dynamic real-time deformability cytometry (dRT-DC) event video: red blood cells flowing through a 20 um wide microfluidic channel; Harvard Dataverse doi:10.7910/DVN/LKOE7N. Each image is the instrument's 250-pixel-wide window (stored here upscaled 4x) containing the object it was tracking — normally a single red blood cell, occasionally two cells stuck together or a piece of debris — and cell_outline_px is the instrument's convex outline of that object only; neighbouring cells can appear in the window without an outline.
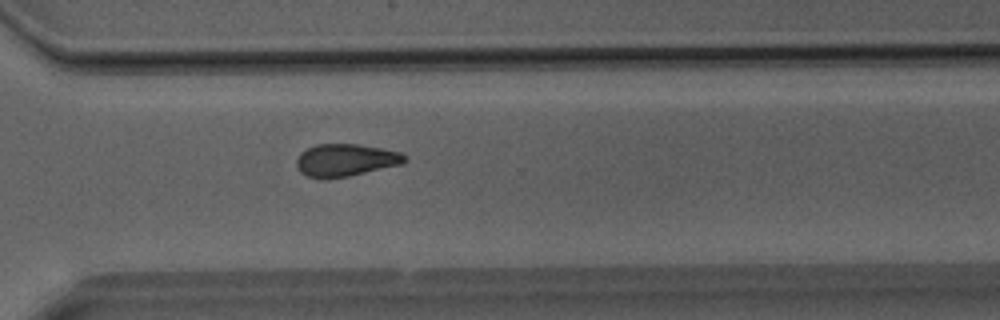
{"species": "Egyptian fruit bat (a non-hibernating species)", "species_latin": "Rousettus aegyptiacus", "temperature_condition": "room temperature", "stored_images_in_passage": 31, "camera_frame_rate_fps": 3000, "um_per_image_px": 0.085, "animal": {"sex": "male"}, "frame": {"image": 1, "passage_image": 21, "time_ms": 6.667, "image_size_px": [1000, 320], "cell_outline_px": [[408, 160], [400, 164], [348, 176], [308, 176], [300, 172], [296, 164], [296, 160], [300, 152], [316, 144], [356, 144], [380, 148], [400, 152]], "centroid_in_image_um": [29.36, 13.57], "position_along_channel_um": 341.2, "area_um2": 19.77}}
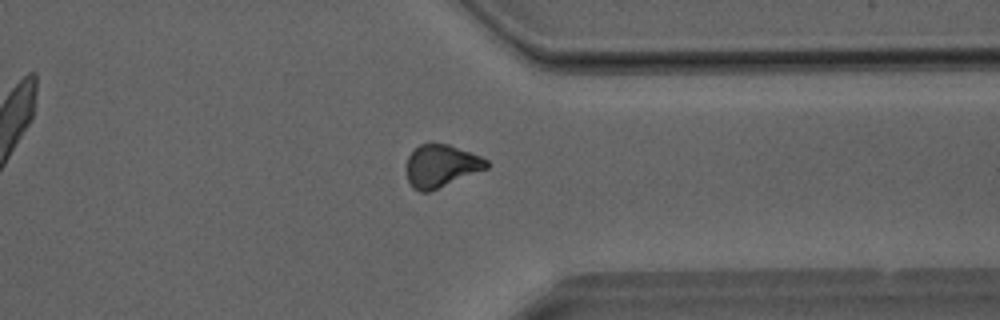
{"frame": {"image": 2, "passage_image": 23, "time_ms": 7.333, "image_size_px": [1000, 320], "cell_outline_px": [[488, 168], [428, 192], [420, 192], [412, 188], [408, 180], [408, 156], [420, 144], [448, 144], [480, 156], [488, 160]], "centroid_in_image_um": [37.51, 14.11], "position_along_channel_um": 373.9, "area_um2": 19.48}}
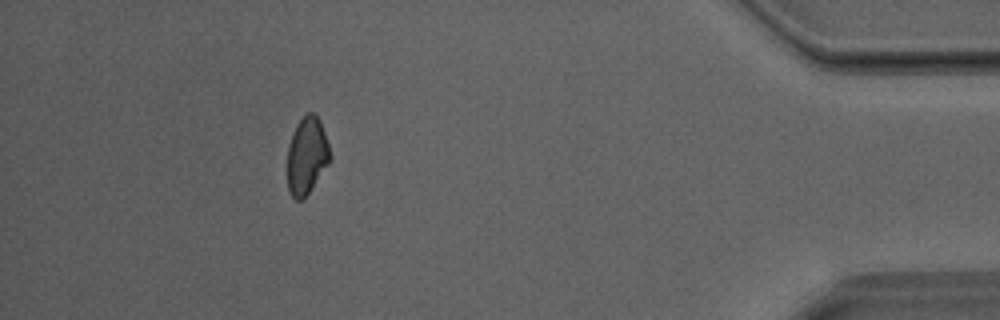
{"frame": {"image": 3, "passage_image": 28, "time_ms": 9.0, "image_size_px": [1000, 320], "cell_outline_px": [[332, 160], [304, 200], [296, 200], [292, 196], [288, 188], [288, 144], [292, 132], [296, 124], [308, 112], [316, 112], [320, 120], [332, 156]], "centroid_in_image_um": [26.1, 13.24], "position_along_channel_um": 409.1, "area_um2": 19.54}}